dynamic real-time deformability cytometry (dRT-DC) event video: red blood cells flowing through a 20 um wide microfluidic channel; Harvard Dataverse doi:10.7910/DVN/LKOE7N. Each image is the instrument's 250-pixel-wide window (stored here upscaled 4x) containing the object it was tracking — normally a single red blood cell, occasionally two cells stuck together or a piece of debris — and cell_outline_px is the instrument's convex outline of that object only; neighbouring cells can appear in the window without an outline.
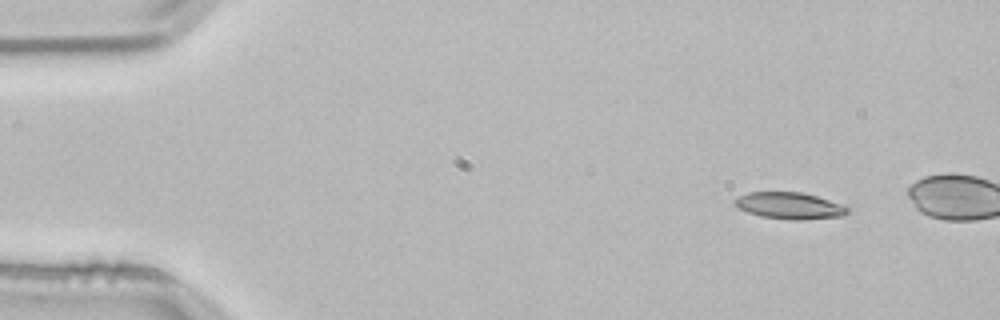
{"species": "common noctule bat (a hibernating species)", "species_latin": "Nyctalus noctula", "temperature_condition": "room temperature", "stored_images_in_passage": 15, "camera_frame_rate_fps": 3000, "um_per_image_px": 0.085, "animal": {"sex": "male", "body_mass_g": 21.5, "forearm_length_mm": 52.0}, "frame": {"image": 1, "passage_image": 5, "time_ms": 1.333, "image_size_px": [1000, 320], "cell_outline_px": [[848, 212], [844, 216], [800, 220], [792, 220], [760, 216], [748, 212], [740, 208], [732, 200], [736, 196], [748, 192], [800, 192], [816, 196], [840, 204], [848, 208]], "centroid_in_image_um": [67.07, 17.48], "position_along_channel_um": 17.9, "area_um2": 17.4}}